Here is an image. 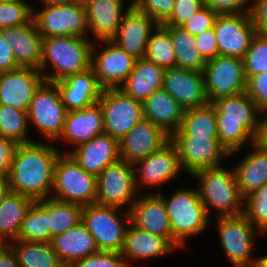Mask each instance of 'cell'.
Here are the masks:
<instances>
[{
    "mask_svg": "<svg viewBox=\"0 0 267 267\" xmlns=\"http://www.w3.org/2000/svg\"><path fill=\"white\" fill-rule=\"evenodd\" d=\"M53 143L19 144L9 173L10 190L34 201L51 196L55 164L61 154Z\"/></svg>",
    "mask_w": 267,
    "mask_h": 267,
    "instance_id": "6da1fadb",
    "label": "cell"
},
{
    "mask_svg": "<svg viewBox=\"0 0 267 267\" xmlns=\"http://www.w3.org/2000/svg\"><path fill=\"white\" fill-rule=\"evenodd\" d=\"M218 139L230 155H235L244 144L251 145L260 114L246 92L221 97L213 102Z\"/></svg>",
    "mask_w": 267,
    "mask_h": 267,
    "instance_id": "7a4b0ae2",
    "label": "cell"
},
{
    "mask_svg": "<svg viewBox=\"0 0 267 267\" xmlns=\"http://www.w3.org/2000/svg\"><path fill=\"white\" fill-rule=\"evenodd\" d=\"M90 37L58 36L43 39L39 70L47 82H57L91 68ZM48 64V65H47ZM50 66L52 72H45Z\"/></svg>",
    "mask_w": 267,
    "mask_h": 267,
    "instance_id": "3957f363",
    "label": "cell"
},
{
    "mask_svg": "<svg viewBox=\"0 0 267 267\" xmlns=\"http://www.w3.org/2000/svg\"><path fill=\"white\" fill-rule=\"evenodd\" d=\"M191 176L198 181V193L209 218L210 209L217 213L216 218L243 213L244 198L240 195L234 169L204 168Z\"/></svg>",
    "mask_w": 267,
    "mask_h": 267,
    "instance_id": "277c9868",
    "label": "cell"
},
{
    "mask_svg": "<svg viewBox=\"0 0 267 267\" xmlns=\"http://www.w3.org/2000/svg\"><path fill=\"white\" fill-rule=\"evenodd\" d=\"M166 206L170 227L172 231V243L179 249H185V241L190 236L199 235L211 220L200 199L198 189L177 188L170 197L161 192L157 193ZM165 195V196H164Z\"/></svg>",
    "mask_w": 267,
    "mask_h": 267,
    "instance_id": "5b68a950",
    "label": "cell"
},
{
    "mask_svg": "<svg viewBox=\"0 0 267 267\" xmlns=\"http://www.w3.org/2000/svg\"><path fill=\"white\" fill-rule=\"evenodd\" d=\"M121 210L97 203L83 206L81 221L95 239L99 251L122 250L131 215L130 211Z\"/></svg>",
    "mask_w": 267,
    "mask_h": 267,
    "instance_id": "8992f818",
    "label": "cell"
},
{
    "mask_svg": "<svg viewBox=\"0 0 267 267\" xmlns=\"http://www.w3.org/2000/svg\"><path fill=\"white\" fill-rule=\"evenodd\" d=\"M97 177L85 172L69 153H61L54 170L51 196L81 206L96 202Z\"/></svg>",
    "mask_w": 267,
    "mask_h": 267,
    "instance_id": "52a82bcc",
    "label": "cell"
},
{
    "mask_svg": "<svg viewBox=\"0 0 267 267\" xmlns=\"http://www.w3.org/2000/svg\"><path fill=\"white\" fill-rule=\"evenodd\" d=\"M221 247L234 267H255L252 249L257 234H262L243 213L216 218ZM259 232V233H258Z\"/></svg>",
    "mask_w": 267,
    "mask_h": 267,
    "instance_id": "ba28073f",
    "label": "cell"
},
{
    "mask_svg": "<svg viewBox=\"0 0 267 267\" xmlns=\"http://www.w3.org/2000/svg\"><path fill=\"white\" fill-rule=\"evenodd\" d=\"M42 10L33 6V20L41 37L74 36L87 37V16L84 3H41ZM88 32V33H87Z\"/></svg>",
    "mask_w": 267,
    "mask_h": 267,
    "instance_id": "9c48e42d",
    "label": "cell"
},
{
    "mask_svg": "<svg viewBox=\"0 0 267 267\" xmlns=\"http://www.w3.org/2000/svg\"><path fill=\"white\" fill-rule=\"evenodd\" d=\"M66 113L57 85L47 81L36 90L27 110L29 125H34L42 137L51 143L60 138Z\"/></svg>",
    "mask_w": 267,
    "mask_h": 267,
    "instance_id": "30bf717a",
    "label": "cell"
},
{
    "mask_svg": "<svg viewBox=\"0 0 267 267\" xmlns=\"http://www.w3.org/2000/svg\"><path fill=\"white\" fill-rule=\"evenodd\" d=\"M138 194L134 164L120 159L97 176V204L120 209L125 206L126 211H130Z\"/></svg>",
    "mask_w": 267,
    "mask_h": 267,
    "instance_id": "8fae6325",
    "label": "cell"
},
{
    "mask_svg": "<svg viewBox=\"0 0 267 267\" xmlns=\"http://www.w3.org/2000/svg\"><path fill=\"white\" fill-rule=\"evenodd\" d=\"M98 103L103 112L104 133L119 141L143 119L142 102L119 88L103 89Z\"/></svg>",
    "mask_w": 267,
    "mask_h": 267,
    "instance_id": "7c38bea8",
    "label": "cell"
},
{
    "mask_svg": "<svg viewBox=\"0 0 267 267\" xmlns=\"http://www.w3.org/2000/svg\"><path fill=\"white\" fill-rule=\"evenodd\" d=\"M203 76L209 103L246 92L247 79L241 58L218 55L207 61Z\"/></svg>",
    "mask_w": 267,
    "mask_h": 267,
    "instance_id": "4fadbf2b",
    "label": "cell"
},
{
    "mask_svg": "<svg viewBox=\"0 0 267 267\" xmlns=\"http://www.w3.org/2000/svg\"><path fill=\"white\" fill-rule=\"evenodd\" d=\"M101 44L105 46H100ZM99 46L103 49L97 53L96 49ZM136 60L134 56L128 54L111 40L93 43L91 68L103 89L119 88L133 70Z\"/></svg>",
    "mask_w": 267,
    "mask_h": 267,
    "instance_id": "5bb4252c",
    "label": "cell"
},
{
    "mask_svg": "<svg viewBox=\"0 0 267 267\" xmlns=\"http://www.w3.org/2000/svg\"><path fill=\"white\" fill-rule=\"evenodd\" d=\"M213 29L219 55L241 59L256 34L250 13H218Z\"/></svg>",
    "mask_w": 267,
    "mask_h": 267,
    "instance_id": "9a60e30c",
    "label": "cell"
},
{
    "mask_svg": "<svg viewBox=\"0 0 267 267\" xmlns=\"http://www.w3.org/2000/svg\"><path fill=\"white\" fill-rule=\"evenodd\" d=\"M135 186L139 190L144 187L154 188L166 184L170 180L177 179L182 169L178 150L169 140L148 157L138 160L134 164ZM144 186V187H143Z\"/></svg>",
    "mask_w": 267,
    "mask_h": 267,
    "instance_id": "2e32d148",
    "label": "cell"
},
{
    "mask_svg": "<svg viewBox=\"0 0 267 267\" xmlns=\"http://www.w3.org/2000/svg\"><path fill=\"white\" fill-rule=\"evenodd\" d=\"M170 140L178 150L183 171L189 175L200 169L221 166L225 156L230 157L218 138L171 136Z\"/></svg>",
    "mask_w": 267,
    "mask_h": 267,
    "instance_id": "e0dca14e",
    "label": "cell"
},
{
    "mask_svg": "<svg viewBox=\"0 0 267 267\" xmlns=\"http://www.w3.org/2000/svg\"><path fill=\"white\" fill-rule=\"evenodd\" d=\"M39 69L18 67L0 73V105L26 111L36 90L44 82Z\"/></svg>",
    "mask_w": 267,
    "mask_h": 267,
    "instance_id": "ac0fdd59",
    "label": "cell"
},
{
    "mask_svg": "<svg viewBox=\"0 0 267 267\" xmlns=\"http://www.w3.org/2000/svg\"><path fill=\"white\" fill-rule=\"evenodd\" d=\"M136 0H130L124 8L120 0H84L87 27L94 38L93 42L112 40L121 25L123 15L134 7Z\"/></svg>",
    "mask_w": 267,
    "mask_h": 267,
    "instance_id": "d6986e66",
    "label": "cell"
},
{
    "mask_svg": "<svg viewBox=\"0 0 267 267\" xmlns=\"http://www.w3.org/2000/svg\"><path fill=\"white\" fill-rule=\"evenodd\" d=\"M162 88L184 110L209 103L205 91L203 72L179 68L165 69Z\"/></svg>",
    "mask_w": 267,
    "mask_h": 267,
    "instance_id": "ffe728a7",
    "label": "cell"
},
{
    "mask_svg": "<svg viewBox=\"0 0 267 267\" xmlns=\"http://www.w3.org/2000/svg\"><path fill=\"white\" fill-rule=\"evenodd\" d=\"M159 24L147 14L131 7L124 15L111 40L136 59L144 58L151 33Z\"/></svg>",
    "mask_w": 267,
    "mask_h": 267,
    "instance_id": "44dd1931",
    "label": "cell"
},
{
    "mask_svg": "<svg viewBox=\"0 0 267 267\" xmlns=\"http://www.w3.org/2000/svg\"><path fill=\"white\" fill-rule=\"evenodd\" d=\"M170 140V136L147 119L136 126L119 141L121 160L135 164L148 157Z\"/></svg>",
    "mask_w": 267,
    "mask_h": 267,
    "instance_id": "7402d4cb",
    "label": "cell"
},
{
    "mask_svg": "<svg viewBox=\"0 0 267 267\" xmlns=\"http://www.w3.org/2000/svg\"><path fill=\"white\" fill-rule=\"evenodd\" d=\"M138 194L130 210L131 223L138 229L172 242V231L164 200L155 192Z\"/></svg>",
    "mask_w": 267,
    "mask_h": 267,
    "instance_id": "603a6c76",
    "label": "cell"
},
{
    "mask_svg": "<svg viewBox=\"0 0 267 267\" xmlns=\"http://www.w3.org/2000/svg\"><path fill=\"white\" fill-rule=\"evenodd\" d=\"M66 153H69L85 172L96 177L108 165L121 159L119 140L105 133Z\"/></svg>",
    "mask_w": 267,
    "mask_h": 267,
    "instance_id": "cb8c5ba5",
    "label": "cell"
},
{
    "mask_svg": "<svg viewBox=\"0 0 267 267\" xmlns=\"http://www.w3.org/2000/svg\"><path fill=\"white\" fill-rule=\"evenodd\" d=\"M0 33L11 46L18 67L39 69L43 38L33 19L22 26L1 29Z\"/></svg>",
    "mask_w": 267,
    "mask_h": 267,
    "instance_id": "d4e9b609",
    "label": "cell"
},
{
    "mask_svg": "<svg viewBox=\"0 0 267 267\" xmlns=\"http://www.w3.org/2000/svg\"><path fill=\"white\" fill-rule=\"evenodd\" d=\"M55 84L67 112L92 106L98 102L103 90L92 68L70 75Z\"/></svg>",
    "mask_w": 267,
    "mask_h": 267,
    "instance_id": "484cf974",
    "label": "cell"
},
{
    "mask_svg": "<svg viewBox=\"0 0 267 267\" xmlns=\"http://www.w3.org/2000/svg\"><path fill=\"white\" fill-rule=\"evenodd\" d=\"M103 133V112L96 102L92 106L67 112L63 132L57 141H66L76 148Z\"/></svg>",
    "mask_w": 267,
    "mask_h": 267,
    "instance_id": "4316f807",
    "label": "cell"
},
{
    "mask_svg": "<svg viewBox=\"0 0 267 267\" xmlns=\"http://www.w3.org/2000/svg\"><path fill=\"white\" fill-rule=\"evenodd\" d=\"M177 247L166 237L144 232L130 223L126 229L125 240L120 251L128 267L131 261L162 257Z\"/></svg>",
    "mask_w": 267,
    "mask_h": 267,
    "instance_id": "83f0119b",
    "label": "cell"
},
{
    "mask_svg": "<svg viewBox=\"0 0 267 267\" xmlns=\"http://www.w3.org/2000/svg\"><path fill=\"white\" fill-rule=\"evenodd\" d=\"M143 118L161 128L170 137L180 128L184 109L163 88L142 102Z\"/></svg>",
    "mask_w": 267,
    "mask_h": 267,
    "instance_id": "f1b7e54d",
    "label": "cell"
},
{
    "mask_svg": "<svg viewBox=\"0 0 267 267\" xmlns=\"http://www.w3.org/2000/svg\"><path fill=\"white\" fill-rule=\"evenodd\" d=\"M50 243L65 267L99 251L95 239L82 221L68 231L54 236Z\"/></svg>",
    "mask_w": 267,
    "mask_h": 267,
    "instance_id": "f546056e",
    "label": "cell"
},
{
    "mask_svg": "<svg viewBox=\"0 0 267 267\" xmlns=\"http://www.w3.org/2000/svg\"><path fill=\"white\" fill-rule=\"evenodd\" d=\"M165 69L146 58L137 59L131 73L119 87L127 96L143 102L163 87Z\"/></svg>",
    "mask_w": 267,
    "mask_h": 267,
    "instance_id": "4dcf8cb0",
    "label": "cell"
},
{
    "mask_svg": "<svg viewBox=\"0 0 267 267\" xmlns=\"http://www.w3.org/2000/svg\"><path fill=\"white\" fill-rule=\"evenodd\" d=\"M248 152L234 169L240 195L245 198L267 184V150L250 145Z\"/></svg>",
    "mask_w": 267,
    "mask_h": 267,
    "instance_id": "1f68e13d",
    "label": "cell"
},
{
    "mask_svg": "<svg viewBox=\"0 0 267 267\" xmlns=\"http://www.w3.org/2000/svg\"><path fill=\"white\" fill-rule=\"evenodd\" d=\"M33 202L32 198L11 190L0 201V243L18 239L24 216Z\"/></svg>",
    "mask_w": 267,
    "mask_h": 267,
    "instance_id": "d6a6232c",
    "label": "cell"
},
{
    "mask_svg": "<svg viewBox=\"0 0 267 267\" xmlns=\"http://www.w3.org/2000/svg\"><path fill=\"white\" fill-rule=\"evenodd\" d=\"M168 32L176 55V68L203 72L207 61L195 44V37L179 26L162 25Z\"/></svg>",
    "mask_w": 267,
    "mask_h": 267,
    "instance_id": "836d02e7",
    "label": "cell"
},
{
    "mask_svg": "<svg viewBox=\"0 0 267 267\" xmlns=\"http://www.w3.org/2000/svg\"><path fill=\"white\" fill-rule=\"evenodd\" d=\"M20 267H65L50 242H8Z\"/></svg>",
    "mask_w": 267,
    "mask_h": 267,
    "instance_id": "e575fe53",
    "label": "cell"
},
{
    "mask_svg": "<svg viewBox=\"0 0 267 267\" xmlns=\"http://www.w3.org/2000/svg\"><path fill=\"white\" fill-rule=\"evenodd\" d=\"M172 136L218 138L215 107L208 103L185 110L181 126Z\"/></svg>",
    "mask_w": 267,
    "mask_h": 267,
    "instance_id": "d590c367",
    "label": "cell"
},
{
    "mask_svg": "<svg viewBox=\"0 0 267 267\" xmlns=\"http://www.w3.org/2000/svg\"><path fill=\"white\" fill-rule=\"evenodd\" d=\"M48 213L51 227V240L54 236L62 234L76 226L82 220L83 206L63 202L52 197L36 200Z\"/></svg>",
    "mask_w": 267,
    "mask_h": 267,
    "instance_id": "8d00e7d4",
    "label": "cell"
},
{
    "mask_svg": "<svg viewBox=\"0 0 267 267\" xmlns=\"http://www.w3.org/2000/svg\"><path fill=\"white\" fill-rule=\"evenodd\" d=\"M17 240L28 242H51L48 213L34 201L28 208Z\"/></svg>",
    "mask_w": 267,
    "mask_h": 267,
    "instance_id": "74e56055",
    "label": "cell"
},
{
    "mask_svg": "<svg viewBox=\"0 0 267 267\" xmlns=\"http://www.w3.org/2000/svg\"><path fill=\"white\" fill-rule=\"evenodd\" d=\"M144 58L156 63L163 69L176 68V55L173 43L169 32L161 24L151 33Z\"/></svg>",
    "mask_w": 267,
    "mask_h": 267,
    "instance_id": "f35d334b",
    "label": "cell"
},
{
    "mask_svg": "<svg viewBox=\"0 0 267 267\" xmlns=\"http://www.w3.org/2000/svg\"><path fill=\"white\" fill-rule=\"evenodd\" d=\"M29 122L27 112L0 105V135L10 138L18 144L33 142L28 139Z\"/></svg>",
    "mask_w": 267,
    "mask_h": 267,
    "instance_id": "ab89813d",
    "label": "cell"
},
{
    "mask_svg": "<svg viewBox=\"0 0 267 267\" xmlns=\"http://www.w3.org/2000/svg\"><path fill=\"white\" fill-rule=\"evenodd\" d=\"M243 214L262 233H267V184L244 198Z\"/></svg>",
    "mask_w": 267,
    "mask_h": 267,
    "instance_id": "60d3db41",
    "label": "cell"
},
{
    "mask_svg": "<svg viewBox=\"0 0 267 267\" xmlns=\"http://www.w3.org/2000/svg\"><path fill=\"white\" fill-rule=\"evenodd\" d=\"M246 79L267 72V35L256 33L243 58Z\"/></svg>",
    "mask_w": 267,
    "mask_h": 267,
    "instance_id": "b9f144b4",
    "label": "cell"
},
{
    "mask_svg": "<svg viewBox=\"0 0 267 267\" xmlns=\"http://www.w3.org/2000/svg\"><path fill=\"white\" fill-rule=\"evenodd\" d=\"M33 18V5L27 1H0V30L22 26Z\"/></svg>",
    "mask_w": 267,
    "mask_h": 267,
    "instance_id": "7bdbcfd3",
    "label": "cell"
},
{
    "mask_svg": "<svg viewBox=\"0 0 267 267\" xmlns=\"http://www.w3.org/2000/svg\"><path fill=\"white\" fill-rule=\"evenodd\" d=\"M70 267H128L120 252L98 251L76 261Z\"/></svg>",
    "mask_w": 267,
    "mask_h": 267,
    "instance_id": "ee69618b",
    "label": "cell"
},
{
    "mask_svg": "<svg viewBox=\"0 0 267 267\" xmlns=\"http://www.w3.org/2000/svg\"><path fill=\"white\" fill-rule=\"evenodd\" d=\"M203 6V0H175L172 13L161 25L181 27Z\"/></svg>",
    "mask_w": 267,
    "mask_h": 267,
    "instance_id": "f6af8a7d",
    "label": "cell"
},
{
    "mask_svg": "<svg viewBox=\"0 0 267 267\" xmlns=\"http://www.w3.org/2000/svg\"><path fill=\"white\" fill-rule=\"evenodd\" d=\"M175 0H136L134 7L162 24L172 13Z\"/></svg>",
    "mask_w": 267,
    "mask_h": 267,
    "instance_id": "bcb514c9",
    "label": "cell"
},
{
    "mask_svg": "<svg viewBox=\"0 0 267 267\" xmlns=\"http://www.w3.org/2000/svg\"><path fill=\"white\" fill-rule=\"evenodd\" d=\"M246 93L259 112H267V72L251 75L247 79Z\"/></svg>",
    "mask_w": 267,
    "mask_h": 267,
    "instance_id": "7dc6e473",
    "label": "cell"
},
{
    "mask_svg": "<svg viewBox=\"0 0 267 267\" xmlns=\"http://www.w3.org/2000/svg\"><path fill=\"white\" fill-rule=\"evenodd\" d=\"M217 15V11L204 5L181 27L195 37L205 30L213 28Z\"/></svg>",
    "mask_w": 267,
    "mask_h": 267,
    "instance_id": "c3c4849f",
    "label": "cell"
},
{
    "mask_svg": "<svg viewBox=\"0 0 267 267\" xmlns=\"http://www.w3.org/2000/svg\"><path fill=\"white\" fill-rule=\"evenodd\" d=\"M203 3L218 13H251L253 0H203Z\"/></svg>",
    "mask_w": 267,
    "mask_h": 267,
    "instance_id": "681fc988",
    "label": "cell"
},
{
    "mask_svg": "<svg viewBox=\"0 0 267 267\" xmlns=\"http://www.w3.org/2000/svg\"><path fill=\"white\" fill-rule=\"evenodd\" d=\"M195 44L206 61L219 55L216 34L213 28L195 36Z\"/></svg>",
    "mask_w": 267,
    "mask_h": 267,
    "instance_id": "f907efd6",
    "label": "cell"
},
{
    "mask_svg": "<svg viewBox=\"0 0 267 267\" xmlns=\"http://www.w3.org/2000/svg\"><path fill=\"white\" fill-rule=\"evenodd\" d=\"M19 144L0 135V173L9 176L15 150Z\"/></svg>",
    "mask_w": 267,
    "mask_h": 267,
    "instance_id": "816d5d0a",
    "label": "cell"
},
{
    "mask_svg": "<svg viewBox=\"0 0 267 267\" xmlns=\"http://www.w3.org/2000/svg\"><path fill=\"white\" fill-rule=\"evenodd\" d=\"M250 14L256 33L267 35V0H253Z\"/></svg>",
    "mask_w": 267,
    "mask_h": 267,
    "instance_id": "f5cc1de1",
    "label": "cell"
},
{
    "mask_svg": "<svg viewBox=\"0 0 267 267\" xmlns=\"http://www.w3.org/2000/svg\"><path fill=\"white\" fill-rule=\"evenodd\" d=\"M18 68L9 43L0 33V73Z\"/></svg>",
    "mask_w": 267,
    "mask_h": 267,
    "instance_id": "db71d44e",
    "label": "cell"
},
{
    "mask_svg": "<svg viewBox=\"0 0 267 267\" xmlns=\"http://www.w3.org/2000/svg\"><path fill=\"white\" fill-rule=\"evenodd\" d=\"M252 145L258 149L267 150V112H261L258 116Z\"/></svg>",
    "mask_w": 267,
    "mask_h": 267,
    "instance_id": "11a10c76",
    "label": "cell"
},
{
    "mask_svg": "<svg viewBox=\"0 0 267 267\" xmlns=\"http://www.w3.org/2000/svg\"><path fill=\"white\" fill-rule=\"evenodd\" d=\"M0 267H20L14 250L6 243H0Z\"/></svg>",
    "mask_w": 267,
    "mask_h": 267,
    "instance_id": "9f6ffc18",
    "label": "cell"
},
{
    "mask_svg": "<svg viewBox=\"0 0 267 267\" xmlns=\"http://www.w3.org/2000/svg\"><path fill=\"white\" fill-rule=\"evenodd\" d=\"M10 184L8 176L0 173V201L9 193Z\"/></svg>",
    "mask_w": 267,
    "mask_h": 267,
    "instance_id": "6f0895ef",
    "label": "cell"
},
{
    "mask_svg": "<svg viewBox=\"0 0 267 267\" xmlns=\"http://www.w3.org/2000/svg\"><path fill=\"white\" fill-rule=\"evenodd\" d=\"M41 3L49 4H70V3H84V0H39Z\"/></svg>",
    "mask_w": 267,
    "mask_h": 267,
    "instance_id": "680465c9",
    "label": "cell"
},
{
    "mask_svg": "<svg viewBox=\"0 0 267 267\" xmlns=\"http://www.w3.org/2000/svg\"><path fill=\"white\" fill-rule=\"evenodd\" d=\"M255 267H267V255L257 257Z\"/></svg>",
    "mask_w": 267,
    "mask_h": 267,
    "instance_id": "91938a15",
    "label": "cell"
},
{
    "mask_svg": "<svg viewBox=\"0 0 267 267\" xmlns=\"http://www.w3.org/2000/svg\"><path fill=\"white\" fill-rule=\"evenodd\" d=\"M0 1L16 2V1H27V0H0Z\"/></svg>",
    "mask_w": 267,
    "mask_h": 267,
    "instance_id": "94428289",
    "label": "cell"
}]
</instances>
